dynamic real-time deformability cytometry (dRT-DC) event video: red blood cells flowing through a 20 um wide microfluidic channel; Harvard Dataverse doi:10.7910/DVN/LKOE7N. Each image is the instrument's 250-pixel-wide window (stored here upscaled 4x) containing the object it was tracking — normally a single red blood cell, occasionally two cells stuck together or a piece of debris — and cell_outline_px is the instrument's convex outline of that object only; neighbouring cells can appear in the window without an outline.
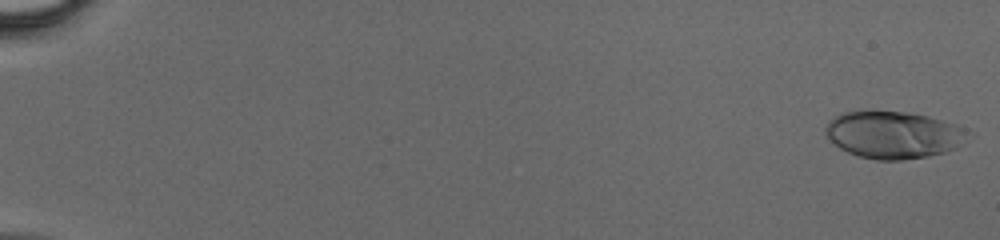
{"species": "human", "species_latin": "Homo sapiens", "temperature_condition": "cold", "stored_images_in_passage": 48, "camera_frame_rate_fps": 3000, "um_per_image_px": 0.085, "donor": {"sex": "male"}, "frame": {"image": 1, "passage_image": 2, "time_ms": 0.333, "image_size_px": [1000, 240], "cell_outline_px": [[976, 136], [956, 148], [944, 152], [928, 156], [900, 160], [876, 160], [860, 156], [848, 152], [840, 148], [828, 140], [824, 132], [824, 128], [828, 120], [844, 112], [872, 108], [908, 112], [928, 116], [956, 124], [968, 128], [976, 132]], "centroid_in_image_um": [76.0, 11.42], "position_along_channel_um": 9.0, "area_um2": 40.69}}
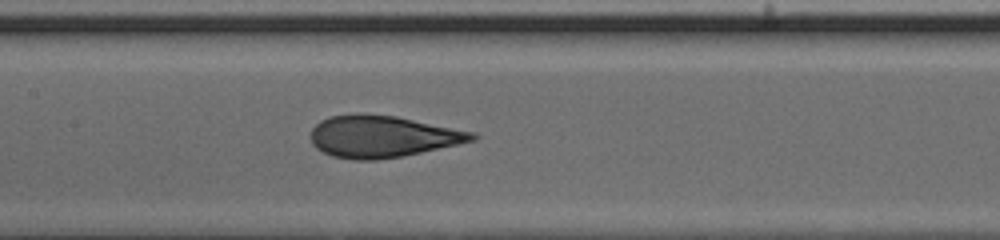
{"frame": {"image": 2, "passage_image": 26, "time_ms": 8.333, "image_size_px": [1000, 240], "cell_outline_px": [[480, 136], [476, 140], [404, 156], [376, 160], [352, 160], [332, 156], [316, 148], [312, 144], [312, 128], [320, 120], [328, 116], [396, 116], [476, 132]], "centroid_in_image_um": [32.56, 11.63], "position_along_channel_um": 174.8, "area_um2": 38.78}}
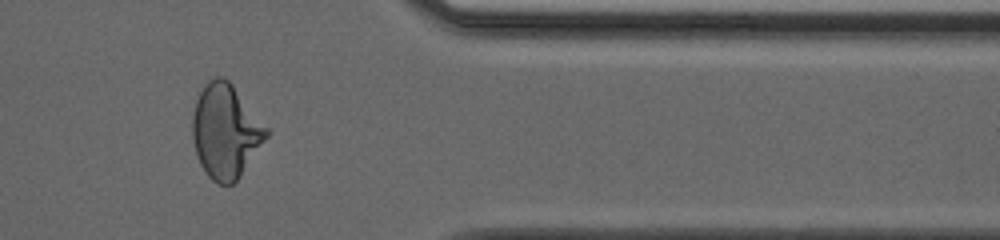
{"frame": {"image": 3, "passage_image": 41, "time_ms": 13.333, "image_size_px": [1000, 240], "cell_outline_px": [[268, 136], [240, 176], [232, 184], [216, 184], [208, 176], [200, 164], [192, 140], [192, 116], [196, 100], [200, 92], [208, 80], [216, 76], [224, 76], [232, 84], [268, 128]], "centroid_in_image_um": [19.15, 11.15], "position_along_channel_um": 392.2, "area_um2": 40.29}}